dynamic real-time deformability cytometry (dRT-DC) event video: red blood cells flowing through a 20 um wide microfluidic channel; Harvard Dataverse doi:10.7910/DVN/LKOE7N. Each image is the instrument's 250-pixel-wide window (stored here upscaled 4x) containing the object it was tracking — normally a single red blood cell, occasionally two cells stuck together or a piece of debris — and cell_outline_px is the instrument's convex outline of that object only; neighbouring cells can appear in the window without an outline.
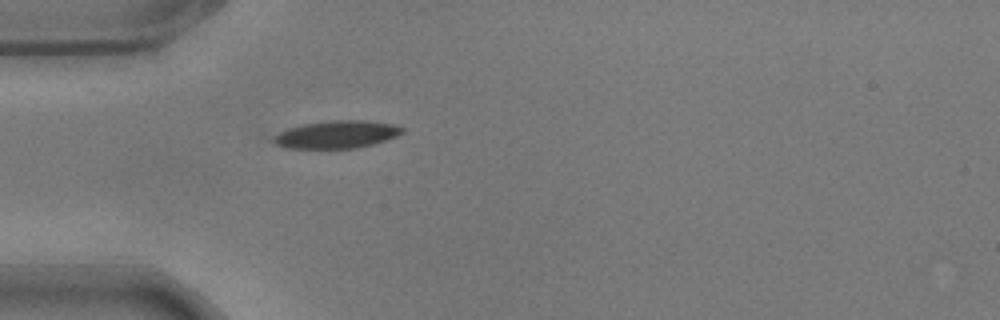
{"species": "common noctule bat (a hibernating species)", "species_latin": "Nyctalus noctula", "temperature_condition": "warm", "stored_images_in_passage": 28, "camera_frame_rate_fps": 3000, "um_per_image_px": 0.085, "animal": {"sex": "male", "body_mass_g": 17.9}, "frame": {"image": 1, "passage_image": 1, "time_ms": 0.0, "image_size_px": [1000, 320], "cell_outline_px": [[404, 132], [396, 136], [372, 144], [356, 148], [284, 148], [268, 140], [272, 136], [288, 128], [304, 124], [332, 120], [364, 120], [392, 124], [404, 128]], "centroid_in_image_um": [28.56, 11.43], "position_along_channel_um": 56.4, "area_um2": 20.69}}
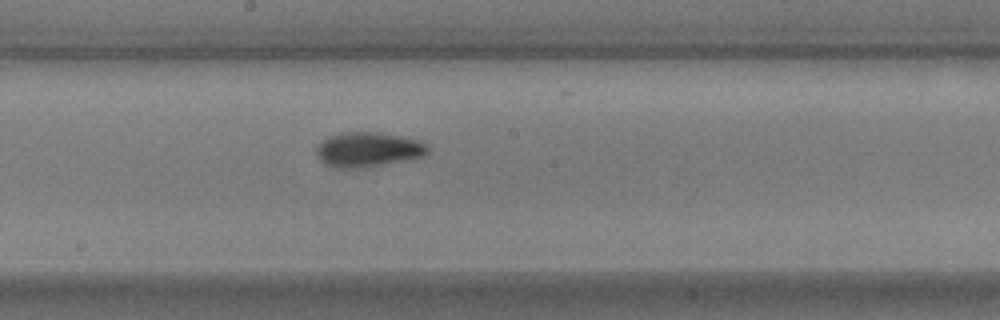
{"frame": {"image": 2, "passage_image": 15, "time_ms": 4.667, "image_size_px": [1000, 320], "cell_outline_px": [[428, 152], [424, 156], [408, 160], [364, 168], [336, 168], [324, 164], [316, 156], [316, 144], [320, 140], [328, 136], [344, 132], [376, 132], [404, 136], [428, 144]], "centroid_in_image_um": [31.25, 12.71], "position_along_channel_um": 216.9, "area_um2": 23.0}}
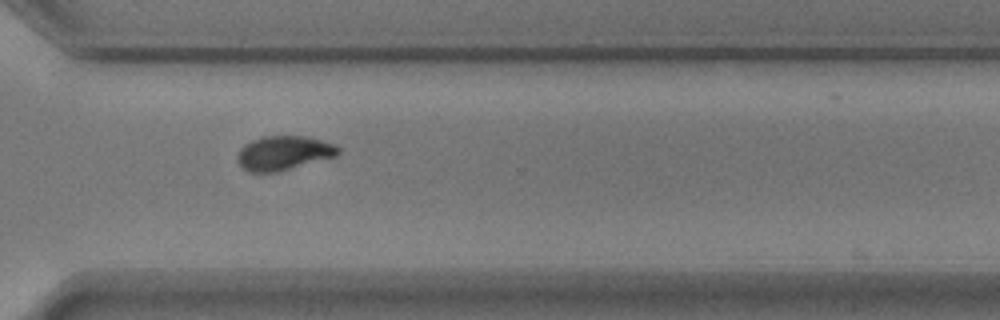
{"frame": {"image": 3, "passage_image": 26, "time_ms": 8.333, "image_size_px": [1000, 320], "cell_outline_px": [[340, 152], [336, 156], [276, 172], [248, 172], [236, 160], [236, 156], [240, 148], [244, 144], [252, 140], [264, 136], [308, 136], [336, 144], [340, 148]], "centroid_in_image_um": [24.11, 12.99], "position_along_channel_um": 346.5, "area_um2": 20.17}, "authors_computed_cell_mechanics": {"area_um2": 20.8947, "velocity_mm_per_s": 3.5473, "shape_relaxation_time_tau1_ms": 2.7105, "shape_relaxation_time_tau2_ms": 1.8204, "deformation_change_tau1": 0.143, "deformation_change_tau2": 0.0653}}